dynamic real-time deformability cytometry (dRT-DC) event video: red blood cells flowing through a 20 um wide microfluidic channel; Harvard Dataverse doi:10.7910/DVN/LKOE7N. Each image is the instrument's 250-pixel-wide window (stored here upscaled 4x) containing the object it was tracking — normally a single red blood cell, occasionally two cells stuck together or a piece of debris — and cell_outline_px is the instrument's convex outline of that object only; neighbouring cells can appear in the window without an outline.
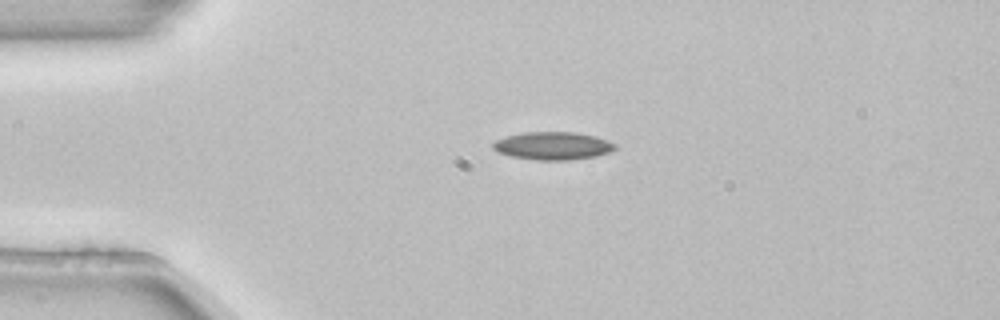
{"species": "common noctule bat (a hibernating species)", "species_latin": "Nyctalus noctula", "temperature_condition": "room temperature", "stored_images_in_passage": 2, "camera_frame_rate_fps": 3000, "um_per_image_px": 0.085, "animal": {"sex": "female", "body_mass_g": 22.7, "forearm_length_mm": 54.2}, "frame": {"image": 1, "passage_image": 1, "time_ms": 0.0, "image_size_px": [1000, 320], "cell_outline_px": [[616, 148], [608, 152], [596, 156], [572, 160], [536, 160], [512, 156], [496, 152], [492, 148], [492, 144], [496, 140], [504, 136], [524, 132], [576, 132], [596, 136], [608, 140], [616, 144]], "centroid_in_image_um": [46.98, 12.39], "position_along_channel_um": 38.0, "area_um2": 20.0}}